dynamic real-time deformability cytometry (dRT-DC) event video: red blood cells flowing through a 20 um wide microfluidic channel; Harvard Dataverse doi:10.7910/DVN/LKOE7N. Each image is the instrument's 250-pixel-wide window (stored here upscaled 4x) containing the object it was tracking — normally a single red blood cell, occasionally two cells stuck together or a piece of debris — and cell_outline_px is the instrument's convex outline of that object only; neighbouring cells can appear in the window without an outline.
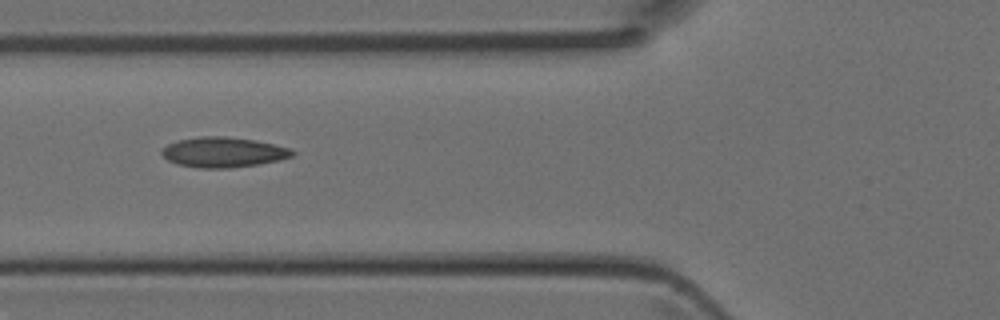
{"species": "Egyptian fruit bat (a non-hibernating species)", "species_latin": "Rousettus aegyptiacus", "temperature_condition": "room temperature", "stored_images_in_passage": 3, "camera_frame_rate_fps": 3000, "um_per_image_px": 0.085, "animal": {"sex": "female"}, "frame": {"image": 1, "passage_image": 3, "time_ms": 0.667, "image_size_px": [1000, 320], "cell_outline_px": [[296, 152], [292, 156], [276, 160], [256, 164], [228, 168], [200, 168], [176, 164], [168, 160], [160, 152], [168, 144], [180, 140], [200, 136], [228, 136], [256, 140], [288, 148]], "centroid_in_image_um": [18.95, 12.93], "position_along_channel_um": 106.9, "area_um2": 22.66}}